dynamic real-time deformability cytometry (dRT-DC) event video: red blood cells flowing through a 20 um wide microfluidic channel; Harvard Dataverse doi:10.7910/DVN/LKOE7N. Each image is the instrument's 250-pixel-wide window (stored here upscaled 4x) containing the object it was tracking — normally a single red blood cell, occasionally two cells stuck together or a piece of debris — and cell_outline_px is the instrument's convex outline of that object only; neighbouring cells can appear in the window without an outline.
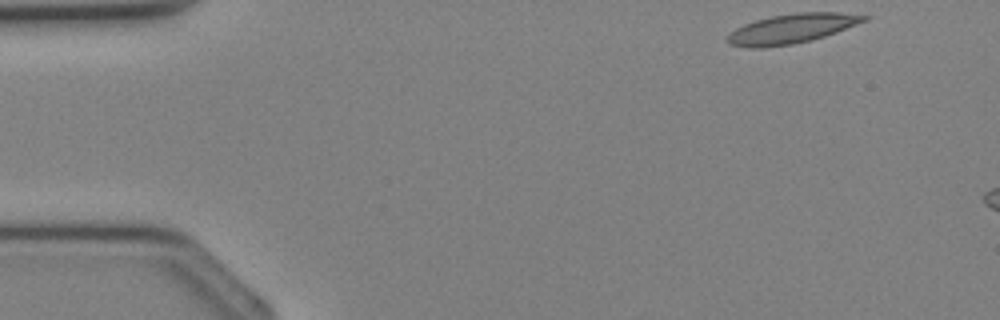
{"species": "Egyptian fruit bat (a non-hibernating species)", "species_latin": "Rousettus aegyptiacus", "temperature_condition": "cold", "stored_images_in_passage": 7, "camera_frame_rate_fps": 3000, "um_per_image_px": 0.085, "animal": {"sex": "female"}, "frame": {"image": 1, "passage_image": 1, "time_ms": 0.0, "image_size_px": [1000, 320], "cell_outline_px": [[872, 16], [868, 20], [836, 32], [812, 40], [792, 44], [764, 48], [748, 48], [728, 44], [724, 40], [728, 32], [744, 24], [756, 20], [772, 16], [796, 12], [840, 12]], "centroid_in_image_um": [67.26, 2.44], "position_along_channel_um": 17.7, "area_um2": 23.81}}